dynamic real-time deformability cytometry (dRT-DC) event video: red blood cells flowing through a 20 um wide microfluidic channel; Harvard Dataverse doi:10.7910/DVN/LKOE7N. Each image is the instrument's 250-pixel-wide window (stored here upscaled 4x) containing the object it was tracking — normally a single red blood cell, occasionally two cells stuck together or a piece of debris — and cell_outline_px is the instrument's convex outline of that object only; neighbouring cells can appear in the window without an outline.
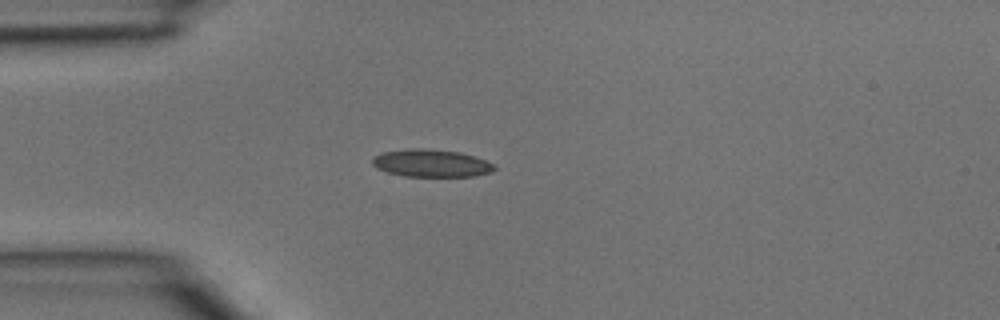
{"species": "common noctule bat (a hibernating species)", "species_latin": "Nyctalus noctula", "temperature_condition": "room temperature", "stored_images_in_passage": 1, "camera_frame_rate_fps": 3000, "um_per_image_px": 0.085, "animal": {"sex": "male", "body_mass_g": 15.6}, "frame": {"image": 1, "passage_image": 1, "time_ms": 0.0, "image_size_px": [1000, 320], "cell_outline_px": [[496, 168], [488, 172], [472, 176], [404, 176], [388, 172], [376, 168], [372, 164], [372, 156], [380, 152], [408, 148], [424, 148], [460, 152], [484, 160], [492, 164]], "centroid_in_image_um": [36.55, 13.85], "position_along_channel_um": 48.4, "area_um2": 19.48}}